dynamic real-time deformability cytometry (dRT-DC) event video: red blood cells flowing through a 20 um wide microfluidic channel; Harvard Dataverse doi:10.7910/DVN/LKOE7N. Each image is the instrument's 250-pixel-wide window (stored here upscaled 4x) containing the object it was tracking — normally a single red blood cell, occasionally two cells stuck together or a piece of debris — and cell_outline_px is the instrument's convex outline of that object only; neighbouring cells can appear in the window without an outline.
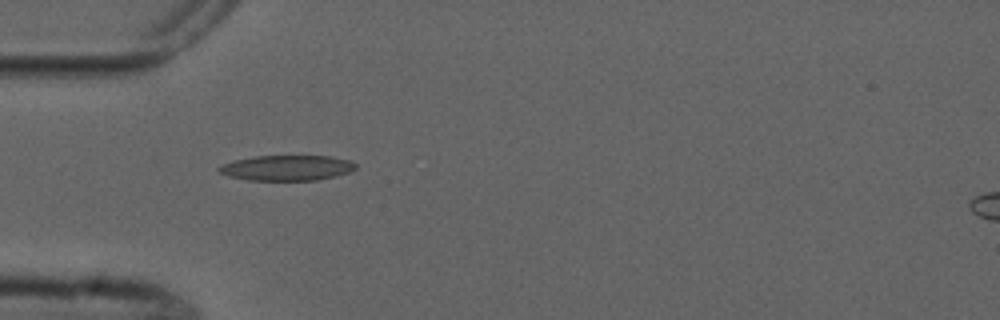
{"species": "common noctule bat (a hibernating species)", "species_latin": "Nyctalus noctula", "temperature_condition": "cold", "stored_images_in_passage": 10, "camera_frame_rate_fps": 3000, "um_per_image_px": 0.085, "animal": {"sex": "male", "forearm_length_mm": 52.5}, "frame": {"image": 1, "passage_image": 4, "time_ms": 3.333, "image_size_px": [1000, 320], "cell_outline_px": [[356, 168], [348, 172], [336, 176], [316, 180], [248, 180], [232, 176], [220, 172], [216, 168], [220, 164], [236, 160], [256, 156], [328, 156], [348, 160], [356, 164]], "centroid_in_image_um": [24.38, 14.27], "position_along_channel_um": 60.6, "area_um2": 19.94}}
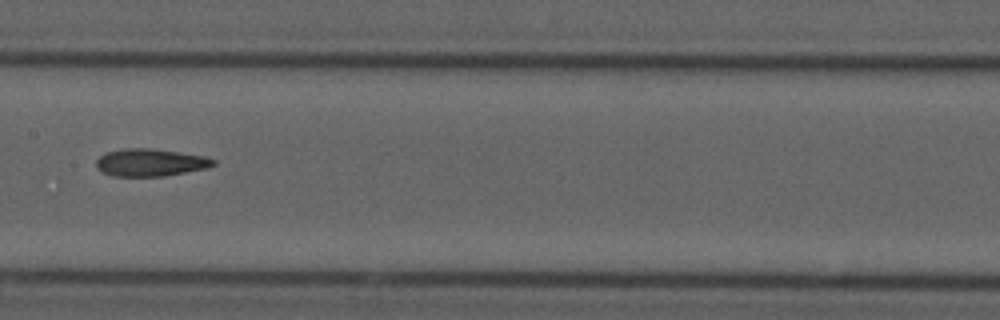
{"frame": {"image": 2, "passage_image": 7, "time_ms": 7.0, "image_size_px": [1000, 320], "cell_outline_px": [[216, 164], [208, 168], [164, 176], [112, 176], [96, 168], [96, 160], [104, 152], [124, 148], [152, 148], [204, 156], [216, 160]], "centroid_in_image_um": [12.77, 13.81], "position_along_channel_um": 194.6, "area_um2": 18.84}}
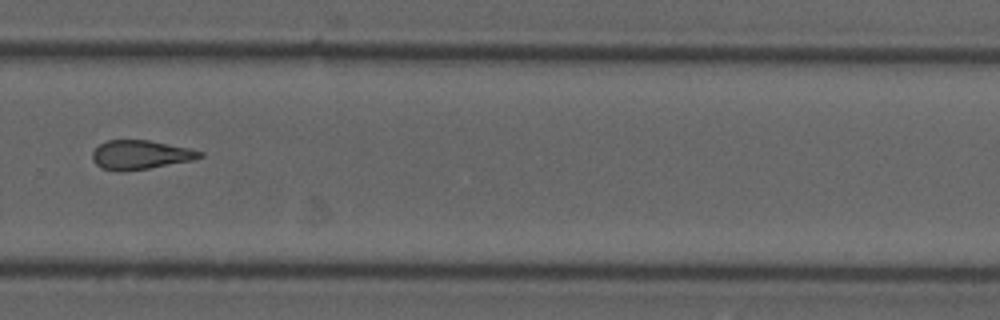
{"frame": {"image": 3, "passage_image": 10, "time_ms": 10.333, "image_size_px": [1000, 320], "cell_outline_px": [[204, 156], [192, 160], [148, 168], [124, 172], [120, 172], [100, 168], [92, 160], [92, 152], [100, 144], [108, 140], [148, 140], [188, 148], [204, 152]], "centroid_in_image_um": [11.9, 13.17], "position_along_channel_um": 317.9, "area_um2": 18.15}}